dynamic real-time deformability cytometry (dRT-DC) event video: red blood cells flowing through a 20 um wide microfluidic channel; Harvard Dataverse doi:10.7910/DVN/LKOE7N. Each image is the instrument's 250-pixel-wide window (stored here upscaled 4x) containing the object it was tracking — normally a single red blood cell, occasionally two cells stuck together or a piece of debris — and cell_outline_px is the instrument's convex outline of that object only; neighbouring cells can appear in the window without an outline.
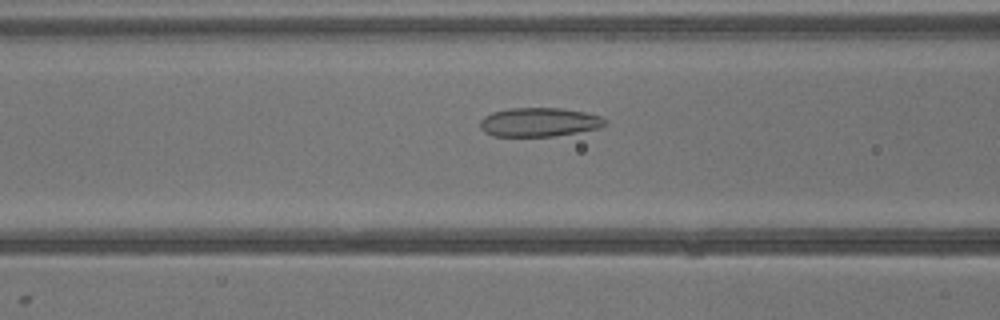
{"species": "common noctule bat (a hibernating species)", "species_latin": "Nyctalus noctula", "temperature_condition": "warm", "stored_images_in_passage": 39, "camera_frame_rate_fps": 3000, "um_per_image_px": 0.085, "animal": {"sex": "male", "body_mass_g": 13.3}, "frame": {"image": 1, "passage_image": 16, "time_ms": 5.0, "image_size_px": [1000, 320], "cell_outline_px": [[608, 124], [600, 128], [552, 136], [492, 136], [484, 132], [480, 128], [480, 120], [484, 116], [492, 112], [508, 108], [560, 108], [584, 112], [600, 116], [608, 120]], "centroid_in_image_um": [45.82, 10.38], "position_along_channel_um": 120.8, "area_um2": 21.15}}
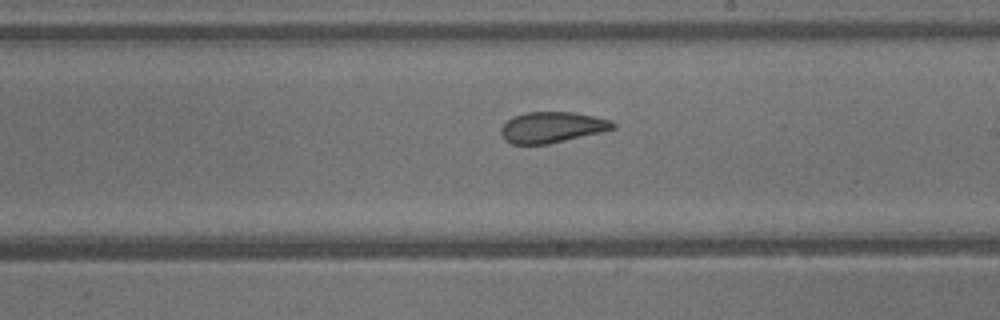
{"frame": {"image": 2, "passage_image": 23, "time_ms": 7.333, "image_size_px": [1000, 320], "cell_outline_px": [[616, 128], [604, 132], [548, 144], [512, 144], [504, 140], [500, 132], [500, 128], [512, 116], [528, 112], [576, 112], [608, 120], [616, 124]], "centroid_in_image_um": [46.91, 10.82], "position_along_channel_um": 242.1, "area_um2": 20.23}}
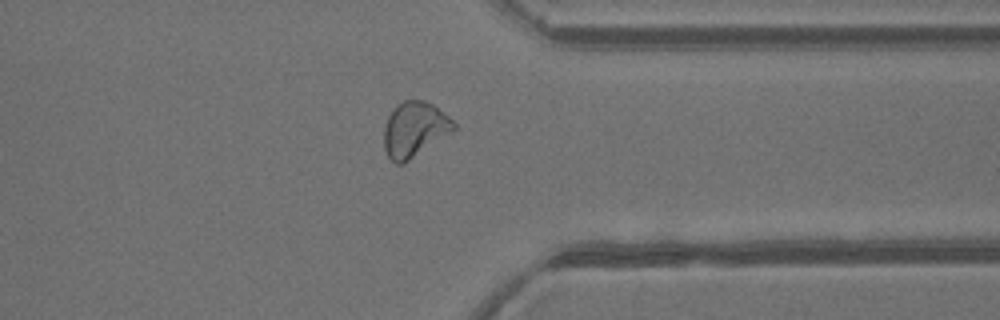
{"frame": {"image": 3, "passage_image": 31, "time_ms": 10.0, "image_size_px": [1000, 320], "cell_outline_px": [[456, 128], [408, 160], [400, 164], [396, 164], [388, 156], [384, 148], [384, 128], [388, 116], [404, 100], [424, 100], [432, 104], [448, 116], [456, 124]], "centroid_in_image_um": [35.21, 10.99], "position_along_channel_um": 376.2, "area_um2": 21.68}}